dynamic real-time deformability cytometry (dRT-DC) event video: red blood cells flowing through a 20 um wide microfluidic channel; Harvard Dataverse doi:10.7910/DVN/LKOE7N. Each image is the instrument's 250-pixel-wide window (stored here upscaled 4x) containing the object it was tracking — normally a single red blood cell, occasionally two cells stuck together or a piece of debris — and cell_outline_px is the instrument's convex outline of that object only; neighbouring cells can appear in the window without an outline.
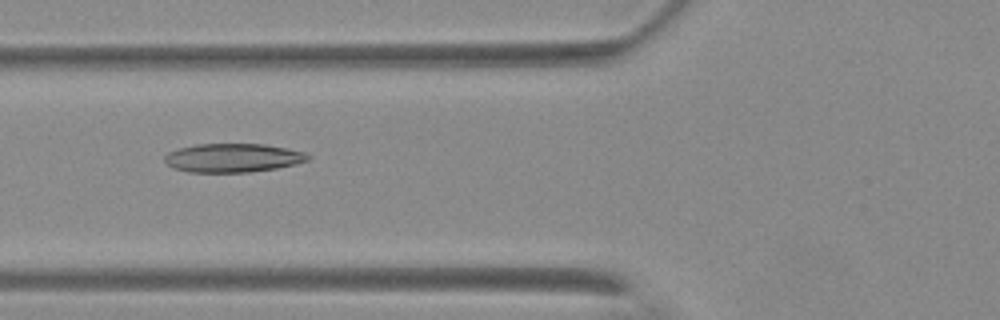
{"species": "Egyptian fruit bat (a non-hibernating species)", "species_latin": "Rousettus aegyptiacus", "temperature_condition": "warm", "stored_images_in_passage": 7, "camera_frame_rate_fps": 3000, "um_per_image_px": 0.085, "animal": {"sex": "female"}, "frame": {"image": 1, "passage_image": 6, "time_ms": 6.667, "image_size_px": [1000, 320], "cell_outline_px": [[312, 156], [308, 160], [296, 164], [276, 168], [248, 172], [188, 172], [172, 168], [164, 160], [164, 156], [168, 152], [180, 148], [196, 144], [264, 144], [288, 148], [304, 152]], "centroid_in_image_um": [19.8, 13.42], "position_along_channel_um": 106.0, "area_um2": 24.04}}
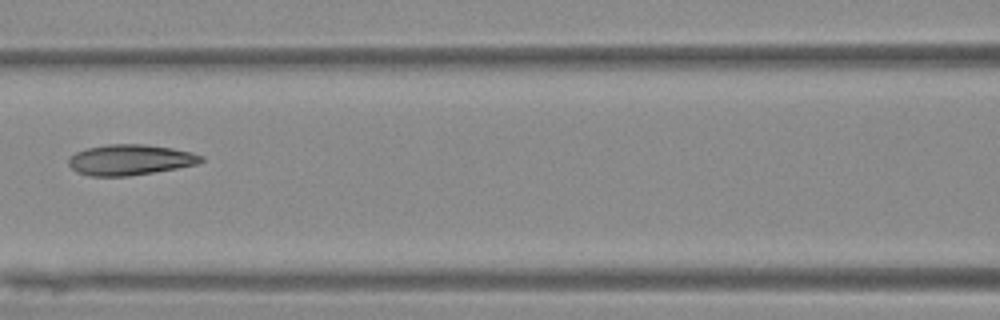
{"frame": {"image": 2, "passage_image": 7, "time_ms": 8.0, "image_size_px": [1000, 320], "cell_outline_px": [[204, 160], [196, 164], [176, 168], [128, 176], [88, 176], [76, 172], [68, 164], [68, 160], [76, 152], [88, 148], [108, 144], [144, 144], [172, 148], [192, 152], [204, 156]], "centroid_in_image_um": [11.06, 13.58], "position_along_channel_um": 155.5, "area_um2": 23.52}}